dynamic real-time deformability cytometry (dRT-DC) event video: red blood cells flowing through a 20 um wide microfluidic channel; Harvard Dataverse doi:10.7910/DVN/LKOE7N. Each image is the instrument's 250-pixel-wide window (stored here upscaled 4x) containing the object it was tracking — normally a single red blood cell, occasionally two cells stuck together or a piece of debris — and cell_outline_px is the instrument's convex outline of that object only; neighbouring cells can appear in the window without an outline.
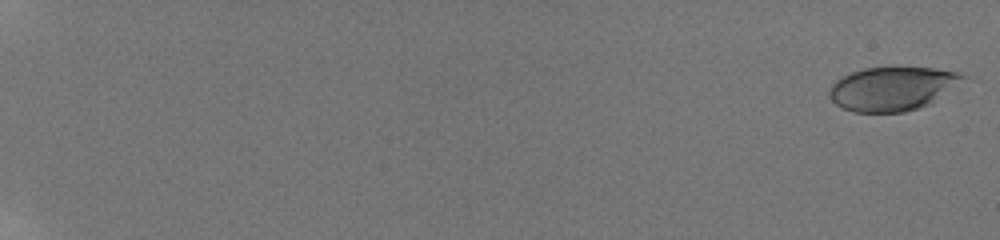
{"species": "human", "species_latin": "Homo sapiens", "temperature_condition": "room temperature", "stored_images_in_passage": 27, "camera_frame_rate_fps": 3000, "um_per_image_px": 0.085, "donor": {"sex": "male"}, "frame": {"image": 1, "passage_image": 1, "time_ms": 0.0, "image_size_px": [1000, 240], "cell_outline_px": [[964, 76], [928, 104], [904, 112], [852, 112], [840, 108], [828, 96], [828, 92], [832, 84], [840, 76], [864, 68], [932, 68], [956, 72]], "centroid_in_image_um": [75.68, 7.55], "position_along_channel_um": 9.3, "area_um2": 33.12}}
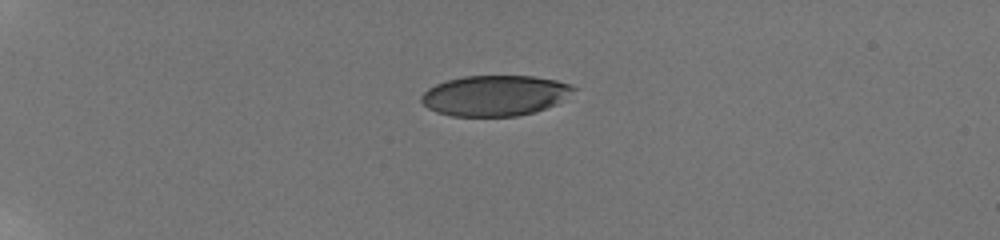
{"frame": {"image": 2, "passage_image": 16, "time_ms": 5.667, "image_size_px": [1000, 240], "cell_outline_px": [[576, 88], [556, 104], [536, 112], [516, 116], [452, 116], [436, 112], [428, 108], [420, 100], [420, 96], [428, 88], [436, 84], [448, 80], [464, 76], [532, 76], [556, 80], [568, 84]], "centroid_in_image_um": [42.03, 8.13], "position_along_channel_um": 43.0, "area_um2": 35.78}}
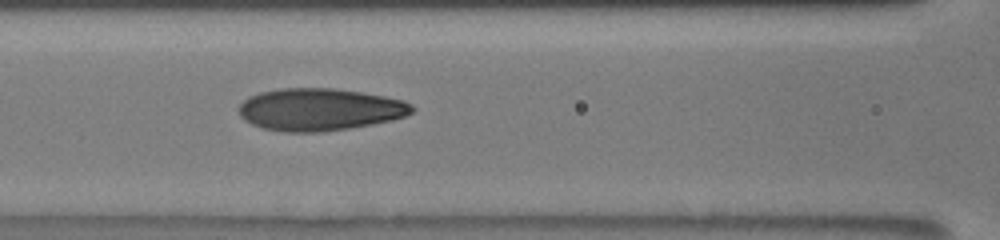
{"frame": {"image": 3, "passage_image": 25, "time_ms": 10.0, "image_size_px": [1000, 240], "cell_outline_px": [[416, 108], [412, 112], [404, 116], [392, 120], [372, 124], [348, 128], [320, 132], [284, 132], [264, 128], [252, 124], [244, 120], [240, 116], [240, 104], [248, 96], [260, 92], [280, 88], [332, 88], [360, 92], [384, 96], [404, 100], [412, 104]], "centroid_in_image_um": [27.17, 9.3], "position_along_channel_um": 139.4, "area_um2": 42.66}}